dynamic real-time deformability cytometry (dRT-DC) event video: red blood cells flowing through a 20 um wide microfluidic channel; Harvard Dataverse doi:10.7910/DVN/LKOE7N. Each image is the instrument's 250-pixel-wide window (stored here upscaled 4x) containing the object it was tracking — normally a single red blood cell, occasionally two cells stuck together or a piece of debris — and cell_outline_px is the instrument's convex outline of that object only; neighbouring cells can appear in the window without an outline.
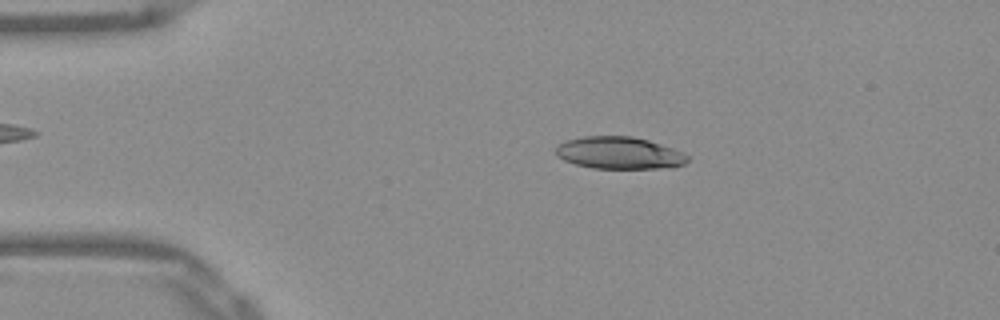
{"species": "Egyptian fruit bat (a non-hibernating species)", "species_latin": "Rousettus aegyptiacus", "temperature_condition": "warm", "stored_images_in_passage": 49, "camera_frame_rate_fps": 3000, "um_per_image_px": 0.085, "frame": {"image": 1, "passage_image": 7, "time_ms": 2.0, "image_size_px": [1000, 320], "cell_outline_px": [[688, 160], [684, 164], [672, 168], [592, 168], [576, 164], [564, 160], [556, 156], [556, 144], [564, 140], [584, 136], [632, 136], [648, 140], [672, 148], [688, 156]], "centroid_in_image_um": [52.59, 12.99], "position_along_channel_um": 32.4, "area_um2": 24.74}}
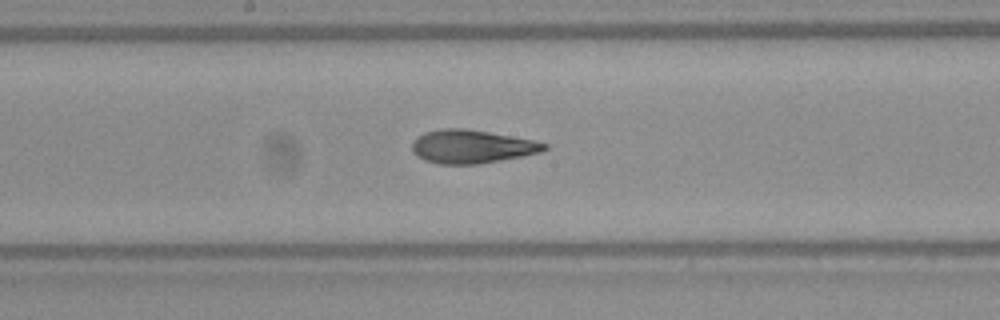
{"frame": {"image": 2, "passage_image": 24, "time_ms": 7.667, "image_size_px": [1000, 320], "cell_outline_px": [[548, 148], [540, 152], [480, 164], [440, 164], [424, 160], [416, 156], [412, 152], [412, 144], [424, 132], [440, 128], [464, 128], [488, 132], [532, 140], [548, 144]], "centroid_in_image_um": [40.06, 12.46], "position_along_channel_um": 208.1, "area_um2": 25.49}}
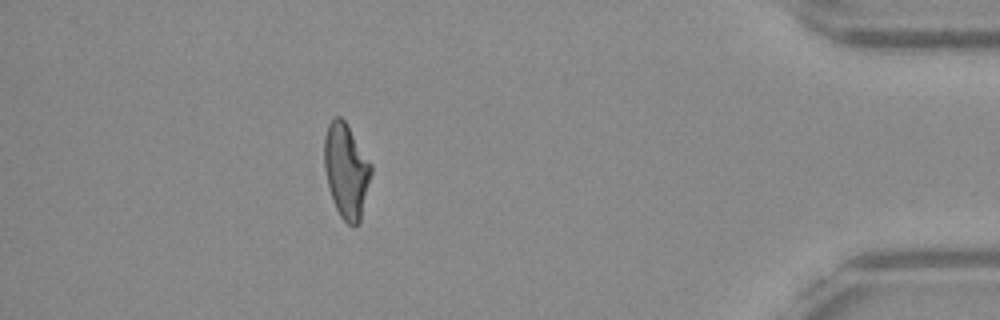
{"frame": {"image": 3, "passage_image": 43, "time_ms": 14.0, "image_size_px": [1000, 320], "cell_outline_px": [[372, 172], [360, 220], [356, 224], [348, 224], [340, 216], [336, 208], [328, 184], [324, 168], [324, 136], [328, 124], [336, 116], [340, 116], [344, 120], [372, 164]], "centroid_in_image_um": [29.43, 14.48], "position_along_channel_um": 405.8, "area_um2": 25.43}, "authors_computed_cell_mechanics": {"area_um2": 25.6054, "velocity_mm_per_s": 3.9047, "shape_relaxation_time_tau1_ms": 10.5476, "shape_relaxation_time_tau2_ms": 1.8474, "deformation_change_tau1": 0.2811, "deformation_change_tau2": 0.1076}}